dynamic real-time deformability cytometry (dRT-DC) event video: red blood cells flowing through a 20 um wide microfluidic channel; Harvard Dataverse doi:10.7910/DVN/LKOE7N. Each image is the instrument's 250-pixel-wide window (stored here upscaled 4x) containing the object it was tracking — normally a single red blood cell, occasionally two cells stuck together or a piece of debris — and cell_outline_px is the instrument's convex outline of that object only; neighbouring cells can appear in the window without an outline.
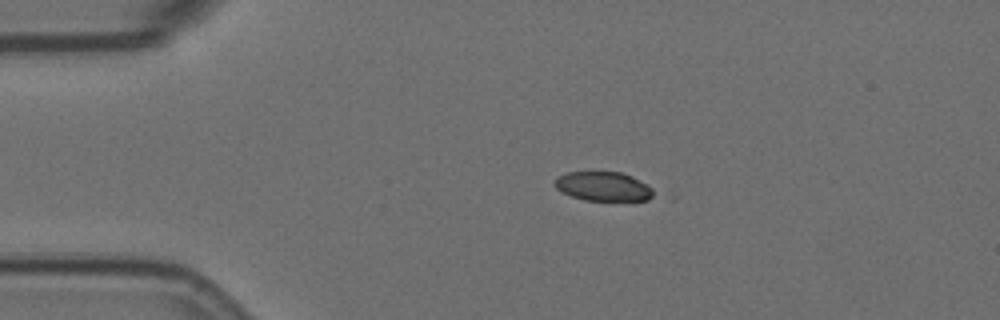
{"species": "Egyptian fruit bat (a non-hibernating species)", "species_latin": "Rousettus aegyptiacus", "temperature_condition": "room temperature", "stored_images_in_passage": 17, "camera_frame_rate_fps": 3000, "um_per_image_px": 0.085, "animal": {"sex": "female"}, "frame": {"image": 1, "passage_image": 12, "time_ms": 3.667, "image_size_px": [1000, 320], "cell_outline_px": [[652, 196], [648, 200], [584, 200], [572, 196], [556, 188], [552, 184], [556, 176], [568, 172], [620, 172], [632, 176], [652, 188]], "centroid_in_image_um": [51.23, 15.83], "position_along_channel_um": 33.8, "area_um2": 16.65}}